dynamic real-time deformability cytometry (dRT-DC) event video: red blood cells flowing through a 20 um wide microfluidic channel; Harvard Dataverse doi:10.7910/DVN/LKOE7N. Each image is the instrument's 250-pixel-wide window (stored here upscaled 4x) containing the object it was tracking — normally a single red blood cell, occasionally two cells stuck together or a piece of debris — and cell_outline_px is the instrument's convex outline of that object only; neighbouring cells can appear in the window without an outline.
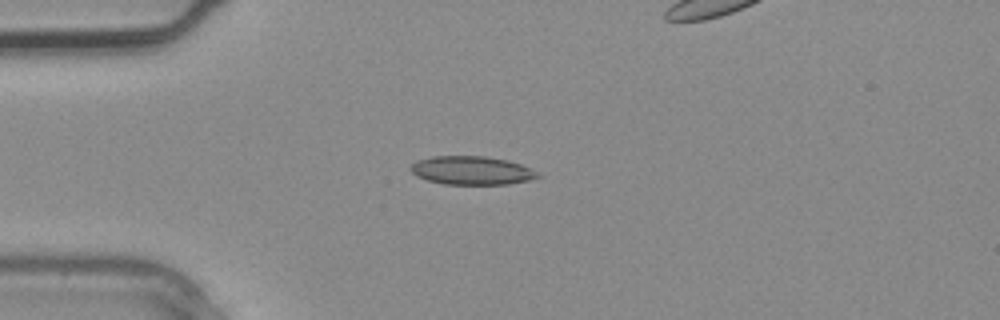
{"species": "common noctule bat (a hibernating species)", "species_latin": "Nyctalus noctula", "temperature_condition": "warm", "stored_images_in_passage": 1, "camera_frame_rate_fps": 3000, "um_per_image_px": 0.085, "animal": {"sex": "male", "body_mass_g": 20.4}, "frame": {"image": 1, "passage_image": 1, "time_ms": 0.0, "image_size_px": [1000, 320], "cell_outline_px": [[544, 176], [528, 180], [508, 184], [444, 184], [428, 180], [416, 176], [408, 168], [416, 160], [432, 156], [484, 156], [508, 160], [520, 164], [540, 172]], "centroid_in_image_um": [40.11, 14.48], "position_along_channel_um": 44.9, "area_um2": 21.27}}